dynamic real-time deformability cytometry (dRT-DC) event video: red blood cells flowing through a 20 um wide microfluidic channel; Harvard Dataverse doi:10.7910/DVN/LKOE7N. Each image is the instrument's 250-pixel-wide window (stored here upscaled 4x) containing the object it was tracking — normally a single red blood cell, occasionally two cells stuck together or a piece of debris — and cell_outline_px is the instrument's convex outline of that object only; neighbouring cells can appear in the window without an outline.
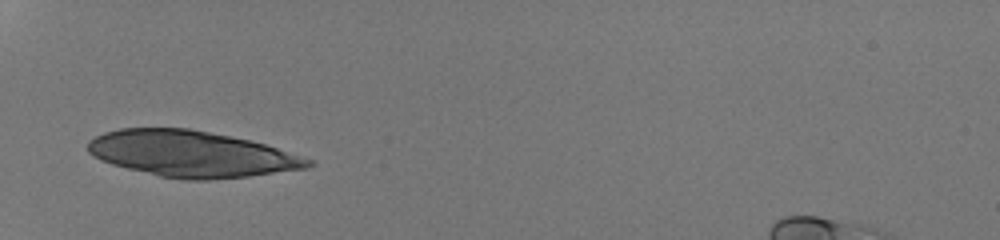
{"species": "human", "species_latin": "Homo sapiens", "temperature_condition": "room temperature", "stored_images_in_passage": 22, "camera_frame_rate_fps": 3000, "um_per_image_px": 0.085, "donor": {"sex": "male"}, "frame": {"image": 1, "passage_image": 1, "time_ms": 0.0, "image_size_px": [1000, 240], "cell_outline_px": [[316, 164], [308, 168], [248, 176], [208, 180], [184, 180], [160, 176], [112, 164], [100, 160], [88, 152], [88, 140], [104, 132], [120, 128], [188, 128], [232, 136], [264, 144], [312, 160]], "centroid_in_image_um": [16.25, 13.08], "position_along_channel_um": 68.7, "area_um2": 58.84}}
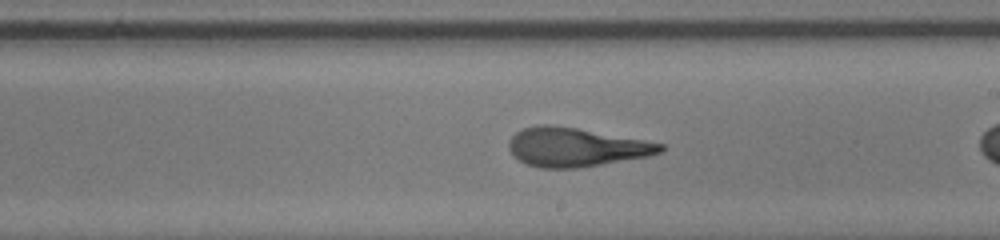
{"frame": {"image": 2, "passage_image": 11, "time_ms": 3.333, "image_size_px": [1000, 240], "cell_outline_px": [[664, 152], [648, 156], [576, 168], [540, 168], [528, 164], [520, 160], [508, 148], [508, 140], [516, 132], [524, 128], [540, 124], [552, 124], [576, 128], [644, 140], [664, 144]], "centroid_in_image_um": [48.94, 12.5], "position_along_channel_um": 240.1, "area_um2": 33.99}}
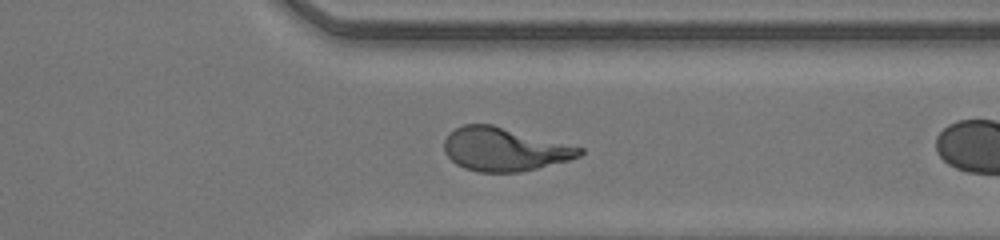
{"frame": {"image": 3, "passage_image": 20, "time_ms": 6.333, "image_size_px": [1000, 240], "cell_outline_px": [[584, 152], [580, 156], [568, 160], [520, 172], [476, 172], [464, 168], [456, 164], [444, 152], [444, 140], [456, 128], [464, 124], [492, 124], [584, 148]], "centroid_in_image_um": [42.86, 12.69], "position_along_channel_um": 368.5, "area_um2": 34.04}}